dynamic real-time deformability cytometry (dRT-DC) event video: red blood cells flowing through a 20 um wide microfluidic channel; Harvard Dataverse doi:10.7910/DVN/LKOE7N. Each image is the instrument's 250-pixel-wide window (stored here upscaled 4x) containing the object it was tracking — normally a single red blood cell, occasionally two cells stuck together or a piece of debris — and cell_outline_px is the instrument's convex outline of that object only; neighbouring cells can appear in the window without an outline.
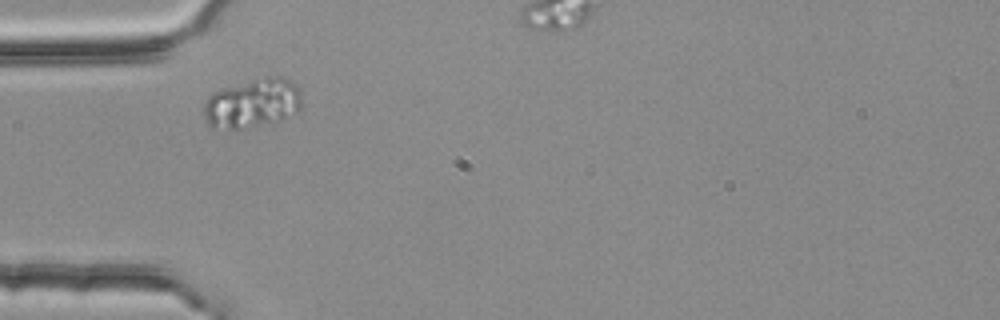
{"species": "common noctule bat (a hibernating species)", "species_latin": "Nyctalus noctula", "temperature_condition": "room temperature", "stored_images_in_passage": 3, "camera_frame_rate_fps": 3000, "um_per_image_px": 0.085, "animal": {"sex": "female", "body_mass_g": 25.1}, "frame": {"image": 1, "passage_image": 1, "time_ms": 0.0, "image_size_px": [1000, 320], "cell_outline_px": [[300, 108], [296, 112], [280, 120], [236, 132], [212, 128], [208, 124], [204, 116], [204, 104], [208, 96], [212, 92], [220, 88], [264, 76], [284, 76], [296, 84], [300, 88]], "centroid_in_image_um": [21.42, 8.8], "position_along_channel_um": 63.6, "area_um2": 29.02}}
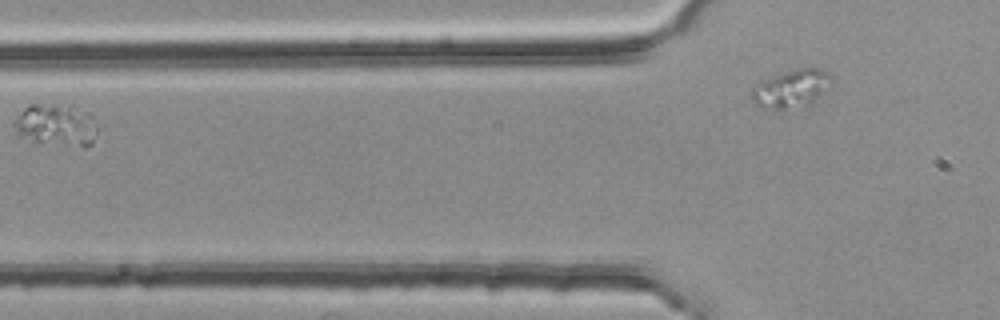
{"frame": {"image": 2, "passage_image": 2, "time_ms": 0.333, "image_size_px": [1000, 320], "cell_outline_px": [[96, 132], [92, 144], [84, 148], [36, 144], [20, 136], [16, 128], [16, 116], [28, 104], [72, 104], [88, 112], [92, 116], [96, 124]], "centroid_in_image_um": [4.81, 10.65], "position_along_channel_um": 121.0, "area_um2": 21.21}}